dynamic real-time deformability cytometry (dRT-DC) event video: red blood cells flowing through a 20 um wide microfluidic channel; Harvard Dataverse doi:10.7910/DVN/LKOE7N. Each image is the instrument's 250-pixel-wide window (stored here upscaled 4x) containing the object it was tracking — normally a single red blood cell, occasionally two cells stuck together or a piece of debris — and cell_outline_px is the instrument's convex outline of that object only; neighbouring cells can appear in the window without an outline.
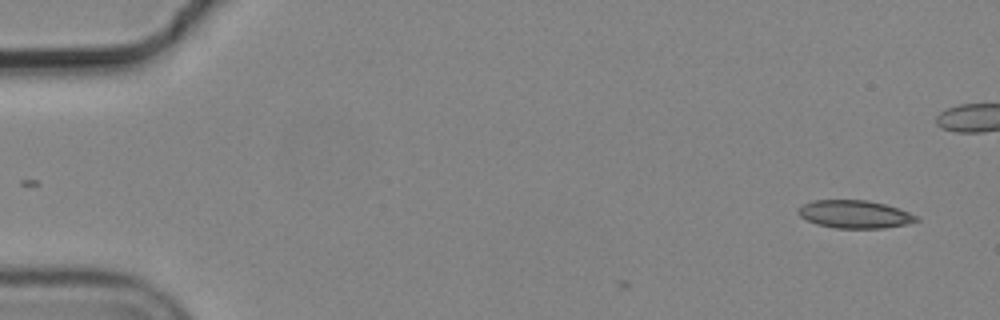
{"species": "common noctule bat (a hibernating species)", "species_latin": "Nyctalus noctula", "temperature_condition": "cold", "stored_images_in_passage": 2, "camera_frame_rate_fps": 3000, "um_per_image_px": 0.085, "animal": {"sex": "male", "body_mass_g": 19.2, "forearm_length_mm": 51.8}, "frame": {"image": 1, "passage_image": 2, "time_ms": 0.333, "image_size_px": [1000, 320], "cell_outline_px": [[920, 220], [908, 224], [884, 228], [836, 228], [816, 224], [800, 216], [800, 204], [812, 200], [868, 200], [884, 204], [920, 216]], "centroid_in_image_um": [72.68, 18.21], "position_along_channel_um": 12.3, "area_um2": 19.19}}